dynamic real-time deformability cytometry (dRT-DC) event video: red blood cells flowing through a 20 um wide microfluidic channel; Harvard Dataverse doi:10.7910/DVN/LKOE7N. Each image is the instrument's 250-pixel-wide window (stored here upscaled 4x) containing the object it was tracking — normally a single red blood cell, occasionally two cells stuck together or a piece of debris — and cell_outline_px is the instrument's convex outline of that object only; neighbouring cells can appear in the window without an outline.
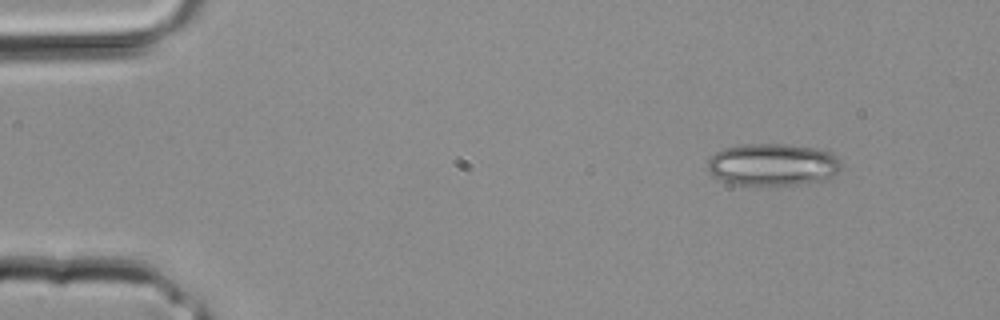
{"species": "common noctule bat (a hibernating species)", "species_latin": "Nyctalus noctula", "temperature_condition": "room temperature", "stored_images_in_passage": 3, "camera_frame_rate_fps": 3000, "um_per_image_px": 0.085, "animal": {"sex": "male", "body_mass_g": 20.4}, "frame": {"image": 1, "passage_image": 1, "time_ms": 0.0, "image_size_px": [1000, 320], "cell_outline_px": [[840, 168], [832, 176], [824, 180], [768, 188], [756, 188], [732, 184], [712, 176], [708, 168], [708, 160], [716, 152], [724, 148], [744, 144], [788, 144], [816, 148], [832, 152], [840, 160]], "centroid_in_image_um": [65.66, 14.03], "position_along_channel_um": 19.3, "area_um2": 33.76}}